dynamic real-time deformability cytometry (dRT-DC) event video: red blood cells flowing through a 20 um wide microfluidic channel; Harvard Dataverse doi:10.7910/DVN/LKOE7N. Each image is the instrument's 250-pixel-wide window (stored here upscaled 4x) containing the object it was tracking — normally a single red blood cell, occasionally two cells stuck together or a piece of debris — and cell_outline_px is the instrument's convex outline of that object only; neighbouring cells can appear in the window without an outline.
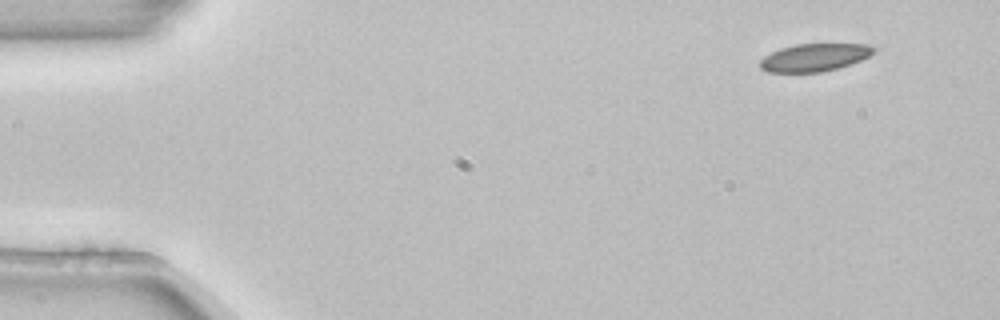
{"species": "common noctule bat (a hibernating species)", "species_latin": "Nyctalus noctula", "temperature_condition": "room temperature", "stored_images_in_passage": 4, "camera_frame_rate_fps": 3000, "um_per_image_px": 0.085, "animal": {"sex": "female", "body_mass_g": 22.7, "forearm_length_mm": 54.2}, "frame": {"image": 1, "passage_image": 1, "time_ms": 0.0, "image_size_px": [1000, 320], "cell_outline_px": [[876, 52], [860, 60], [836, 68], [820, 72], [768, 72], [760, 68], [760, 60], [764, 56], [780, 48], [796, 44], [868, 44], [876, 48]], "centroid_in_image_um": [69.22, 4.87], "position_along_channel_um": 15.8, "area_um2": 18.21}}
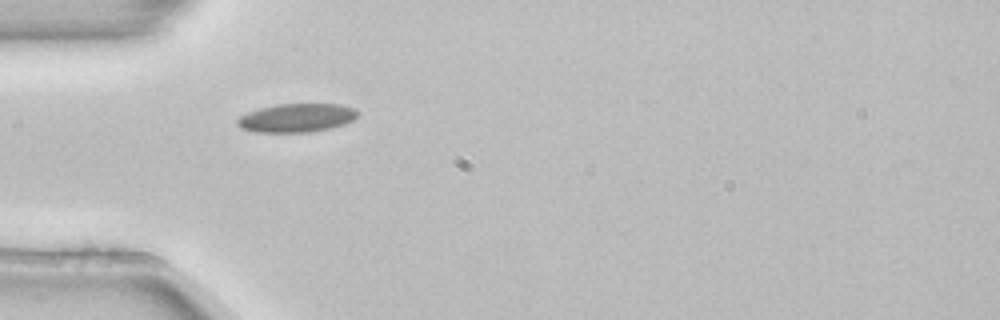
{"frame": {"image": 2, "passage_image": 3, "time_ms": 0.667, "image_size_px": [1000, 320], "cell_outline_px": [[360, 116], [344, 124], [332, 128], [308, 132], [256, 132], [240, 128], [236, 124], [236, 120], [240, 116], [248, 112], [260, 108], [276, 104], [340, 104], [356, 108], [360, 112]], "centroid_in_image_um": [25.25, 10.01], "position_along_channel_um": 59.8, "area_um2": 20.29}}